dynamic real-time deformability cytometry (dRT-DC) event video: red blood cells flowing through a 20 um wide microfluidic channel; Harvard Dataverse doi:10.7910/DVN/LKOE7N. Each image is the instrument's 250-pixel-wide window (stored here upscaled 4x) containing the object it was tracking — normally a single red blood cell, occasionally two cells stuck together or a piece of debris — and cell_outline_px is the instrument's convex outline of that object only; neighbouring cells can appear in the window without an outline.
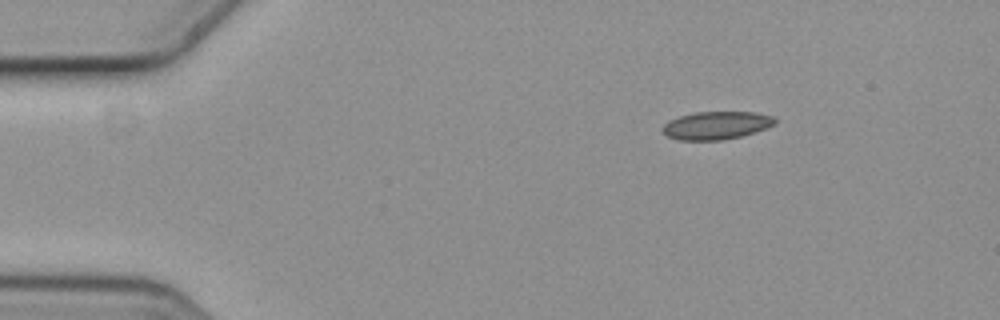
{"species": "common noctule bat (a hibernating species)", "species_latin": "Nyctalus noctula", "temperature_condition": "cold", "stored_images_in_passage": 3, "camera_frame_rate_fps": 3000, "um_per_image_px": 0.085, "animal": {"sex": "female", "body_mass_g": 19.3, "forearm_length_mm": 54.1}, "frame": {"image": 1, "passage_image": 1, "time_ms": 0.0, "image_size_px": [1000, 320], "cell_outline_px": [[776, 124], [756, 132], [740, 136], [720, 140], [676, 140], [668, 136], [664, 132], [664, 124], [668, 120], [680, 116], [696, 112], [756, 112], [772, 116], [776, 120]], "centroid_in_image_um": [60.91, 10.65], "position_along_channel_um": 24.1, "area_um2": 18.21}}